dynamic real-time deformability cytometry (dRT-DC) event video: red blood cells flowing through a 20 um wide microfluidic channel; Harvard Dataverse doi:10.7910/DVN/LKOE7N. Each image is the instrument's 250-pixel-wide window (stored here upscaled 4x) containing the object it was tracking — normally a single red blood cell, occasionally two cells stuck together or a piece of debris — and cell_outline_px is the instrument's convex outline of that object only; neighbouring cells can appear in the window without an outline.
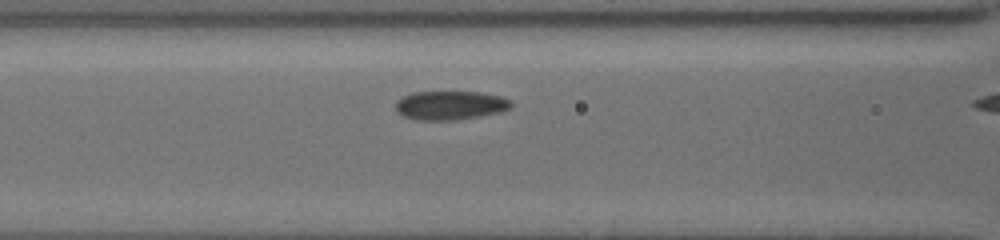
{"species": "common noctule bat (a hibernating species)", "species_latin": "Nyctalus noctula", "temperature_condition": "cold", "stored_images_in_passage": 9, "camera_frame_rate_fps": 3000, "um_per_image_px": 0.085, "animal": {"sex": "female", "body_mass_g": 19.5, "forearm_length_mm": 54.1}, "frame": {"image": 1, "passage_image": 8, "time_ms": 3.0, "image_size_px": [1000, 240], "cell_outline_px": [[512, 108], [500, 112], [480, 116], [456, 120], [416, 120], [400, 116], [396, 112], [396, 100], [412, 92], [480, 92], [500, 96], [512, 100]], "centroid_in_image_um": [38.26, 8.96], "position_along_channel_um": 128.3, "area_um2": 19.71}}